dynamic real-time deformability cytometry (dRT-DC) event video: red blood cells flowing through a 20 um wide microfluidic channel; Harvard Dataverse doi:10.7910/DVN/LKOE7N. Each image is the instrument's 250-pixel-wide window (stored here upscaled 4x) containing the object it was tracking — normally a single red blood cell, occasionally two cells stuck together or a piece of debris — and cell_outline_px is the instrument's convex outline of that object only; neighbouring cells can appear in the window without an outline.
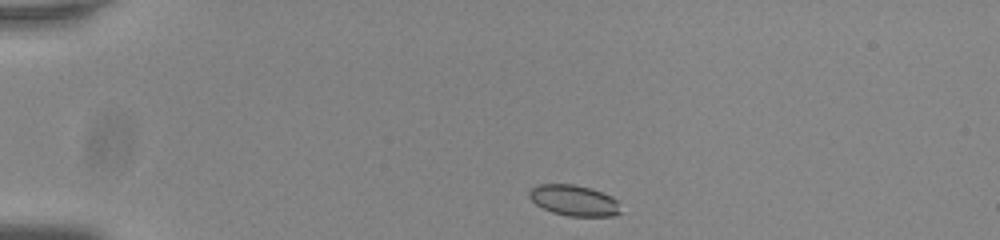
{"species": "common noctule bat (a hibernating species)", "species_latin": "Nyctalus noctula", "temperature_condition": "room temperature", "stored_images_in_passage": 44, "camera_frame_rate_fps": 3000, "um_per_image_px": 0.085, "animal": {"sex": "male", "body_mass_g": 20.0, "forearm_length_mm": 53.3}, "frame": {"image": 1, "passage_image": 1, "time_ms": 0.0, "image_size_px": [1000, 240], "cell_outline_px": [[620, 212], [612, 216], [568, 216], [552, 212], [536, 204], [528, 196], [528, 192], [536, 184], [572, 184], [592, 188], [612, 196], [616, 200]], "centroid_in_image_um": [48.76, 17.02], "position_along_channel_um": 36.2, "area_um2": 16.36}}
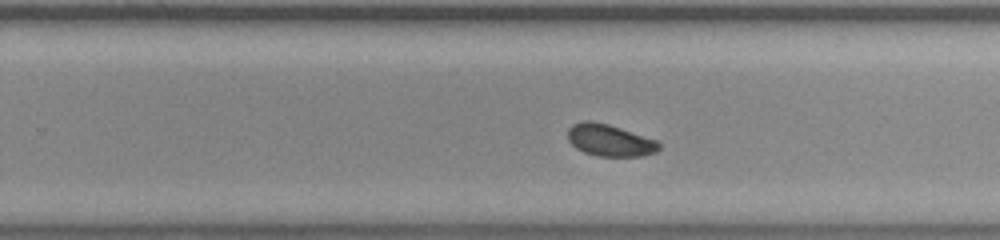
{"frame": {"image": 2, "passage_image": 25, "time_ms": 8.0, "image_size_px": [1000, 240], "cell_outline_px": [[660, 148], [656, 152], [640, 156], [600, 156], [584, 152], [576, 148], [568, 140], [568, 128], [572, 124], [584, 120], [592, 120], [608, 124], [656, 140], [660, 144]], "centroid_in_image_um": [51.8, 11.91], "position_along_channel_um": 278.0, "area_um2": 16.88}}
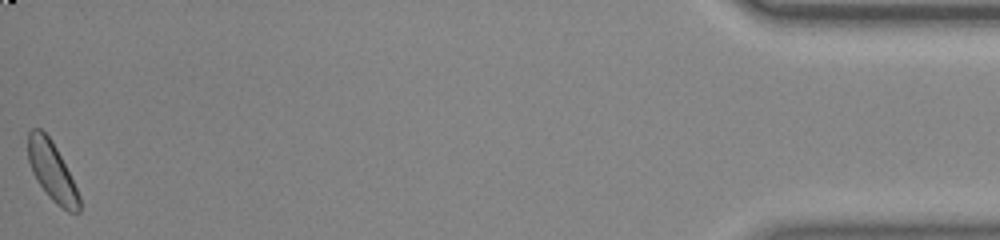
{"frame": {"image": 3, "passage_image": 44, "time_ms": 14.333, "image_size_px": [1000, 240], "cell_outline_px": [[80, 212], [68, 212], [56, 204], [48, 196], [36, 180], [32, 172], [28, 160], [28, 132], [32, 128], [40, 128], [52, 140], [80, 196]], "centroid_in_image_um": [4.39, 14.57], "position_along_channel_um": 430.8, "area_um2": 17.4}, "authors_computed_cell_mechanics": {"area_um2": 17.2244, "velocity_mm_per_s": 3.7561, "shape_relaxation_time_tau1_ms": 4.43, "shape_relaxation_time_tau2_ms": null, "deformation_change_tau1": 0.0859, "deformation_change_tau2": null}}